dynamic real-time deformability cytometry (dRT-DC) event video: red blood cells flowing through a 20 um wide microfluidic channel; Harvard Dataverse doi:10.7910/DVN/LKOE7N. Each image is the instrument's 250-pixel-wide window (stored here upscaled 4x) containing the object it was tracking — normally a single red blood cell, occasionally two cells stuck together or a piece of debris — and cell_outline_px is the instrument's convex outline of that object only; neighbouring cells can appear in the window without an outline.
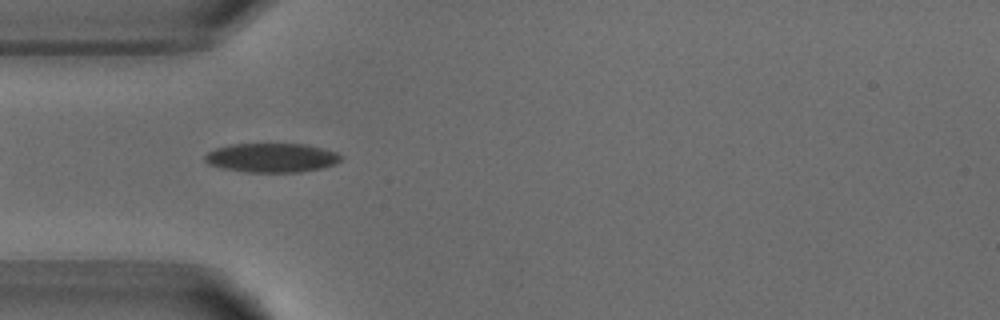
{"species": "common noctule bat (a hibernating species)", "species_latin": "Nyctalus noctula", "temperature_condition": "warm", "stored_images_in_passage": 35, "camera_frame_rate_fps": 3000, "um_per_image_px": 0.085, "animal": {"sex": "male", "body_mass_g": 18.8}, "frame": {"image": 1, "passage_image": 3, "time_ms": 0.667, "image_size_px": [1000, 320], "cell_outline_px": [[344, 156], [336, 164], [324, 168], [300, 172], [244, 172], [224, 168], [208, 164], [204, 160], [204, 156], [208, 152], [216, 148], [232, 144], [304, 144], [336, 152]], "centroid_in_image_um": [23.11, 13.41], "position_along_channel_um": 61.9, "area_um2": 23.12}}
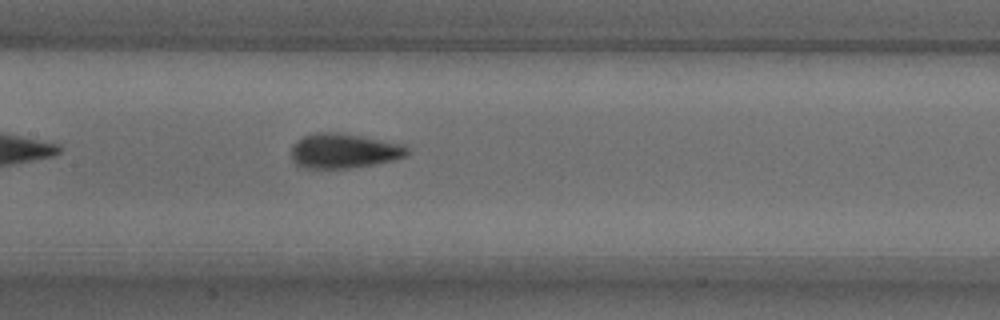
{"frame": {"image": 2, "passage_image": 12, "time_ms": 3.667, "image_size_px": [1000, 320], "cell_outline_px": [[408, 156], [396, 160], [348, 168], [304, 168], [296, 164], [292, 160], [292, 144], [296, 140], [304, 136], [316, 132], [336, 132], [404, 144], [408, 148]], "centroid_in_image_um": [29.22, 12.82], "position_along_channel_um": 178.2, "area_um2": 23.47}}
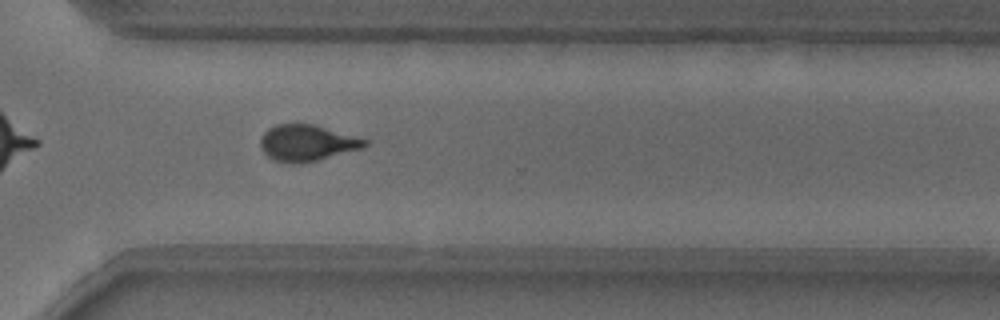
{"frame": {"image": 3, "passage_image": 25, "time_ms": 8.0, "image_size_px": [1000, 320], "cell_outline_px": [[368, 144], [364, 148], [300, 164], [292, 164], [272, 160], [260, 148], [260, 140], [264, 132], [268, 128], [276, 124], [312, 124], [368, 140]], "centroid_in_image_um": [26.06, 12.16], "position_along_channel_um": 344.5, "area_um2": 21.96}, "authors_computed_cell_mechanics": {"area_um2": 22.5998, "velocity_mm_per_s": 3.8421, "shape_relaxation_time_tau1_ms": 3.8878, "shape_relaxation_time_tau2_ms": 1.1047, "deformation_change_tau1": 0.1654, "deformation_change_tau2": 0.0735}}